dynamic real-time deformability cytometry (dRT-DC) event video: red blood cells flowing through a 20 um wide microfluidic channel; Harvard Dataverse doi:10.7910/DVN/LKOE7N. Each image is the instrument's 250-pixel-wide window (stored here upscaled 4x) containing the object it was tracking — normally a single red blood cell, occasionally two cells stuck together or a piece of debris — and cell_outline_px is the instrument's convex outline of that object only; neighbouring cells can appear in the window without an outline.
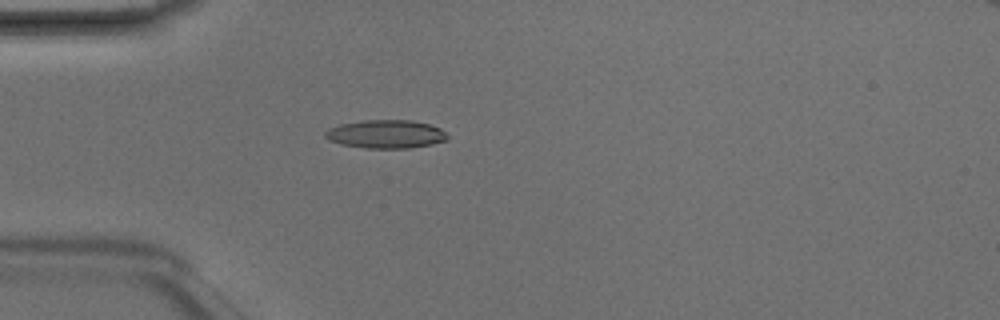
{"species": "Egyptian fruit bat (a non-hibernating species)", "species_latin": "Rousettus aegyptiacus", "temperature_condition": "room temperature", "stored_images_in_passage": 3, "camera_frame_rate_fps": 3000, "um_per_image_px": 0.085, "animal": {"sex": "male"}, "frame": {"image": 1, "passage_image": 3, "time_ms": 0.667, "image_size_px": [1000, 320], "cell_outline_px": [[448, 140], [432, 144], [408, 148], [364, 148], [340, 144], [328, 140], [324, 136], [324, 132], [328, 128], [340, 124], [364, 120], [412, 120], [428, 124], [440, 128], [448, 136]], "centroid_in_image_um": [32.77, 11.4], "position_along_channel_um": 52.2, "area_um2": 20.29}}